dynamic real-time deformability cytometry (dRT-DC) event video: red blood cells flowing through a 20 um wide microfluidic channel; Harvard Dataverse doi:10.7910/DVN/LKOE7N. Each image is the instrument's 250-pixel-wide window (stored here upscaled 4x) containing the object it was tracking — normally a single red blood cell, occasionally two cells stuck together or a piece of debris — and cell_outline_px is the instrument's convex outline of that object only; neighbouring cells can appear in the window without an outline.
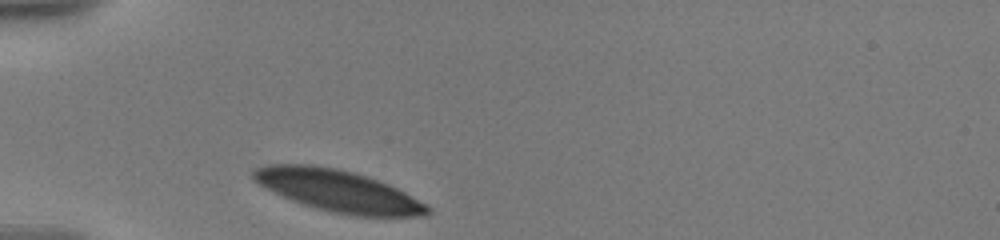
{"species": "human", "species_latin": "Homo sapiens", "temperature_condition": "warm", "stored_images_in_passage": 29, "camera_frame_rate_fps": 3000, "um_per_image_px": 0.085, "donor": {"sex": "male"}, "frame": {"image": 1, "passage_image": 1, "time_ms": 0.0, "image_size_px": [1000, 240], "cell_outline_px": [[432, 212], [428, 216], [356, 216], [332, 212], [316, 208], [292, 200], [260, 184], [252, 176], [252, 172], [256, 168], [268, 164], [308, 164], [336, 168], [352, 172], [388, 184], [428, 204], [432, 208]], "centroid_in_image_um": [28.81, 16.23], "position_along_channel_um": 56.2, "area_um2": 41.85}}
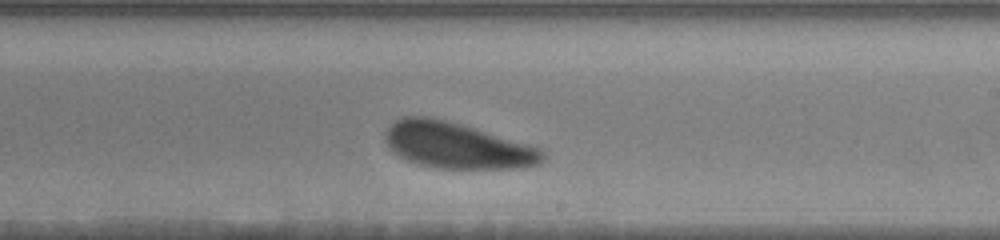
{"frame": {"image": 2, "passage_image": 17, "time_ms": 6.0, "image_size_px": [1000, 240], "cell_outline_px": [[544, 160], [540, 164], [520, 168], [436, 168], [416, 164], [400, 156], [388, 144], [384, 136], [388, 128], [396, 120], [404, 116], [432, 116], [460, 124], [528, 144], [540, 148], [544, 152]], "centroid_in_image_um": [38.86, 12.37], "position_along_channel_um": 250.1, "area_um2": 41.79}}
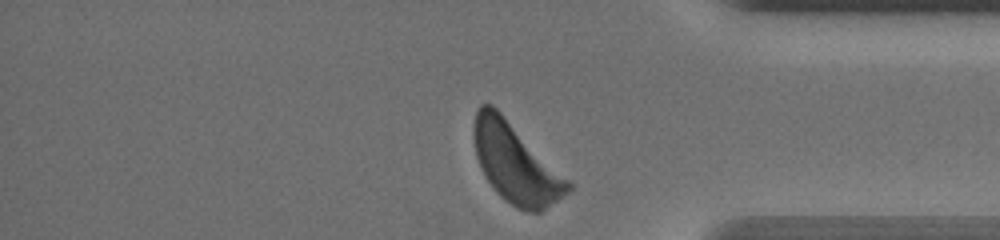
{"frame": {"image": 3, "passage_image": 29, "time_ms": 10.333, "image_size_px": [1000, 240], "cell_outline_px": [[572, 188], [568, 192], [540, 212], [528, 212], [516, 208], [504, 200], [496, 192], [488, 180], [476, 156], [472, 132], [476, 112], [480, 104], [492, 104], [572, 184]], "centroid_in_image_um": [43.79, 13.89], "position_along_channel_um": 391.4, "area_um2": 42.54}, "authors_computed_cell_mechanics": {"area_um2": 43.4078, "velocity_mm_per_s": 3.4877, "shape_relaxation_time_tau1_ms": 2.4902, "shape_relaxation_time_tau2_ms": null, "deformation_change_tau1": 0.1164, "deformation_change_tau2": null}}